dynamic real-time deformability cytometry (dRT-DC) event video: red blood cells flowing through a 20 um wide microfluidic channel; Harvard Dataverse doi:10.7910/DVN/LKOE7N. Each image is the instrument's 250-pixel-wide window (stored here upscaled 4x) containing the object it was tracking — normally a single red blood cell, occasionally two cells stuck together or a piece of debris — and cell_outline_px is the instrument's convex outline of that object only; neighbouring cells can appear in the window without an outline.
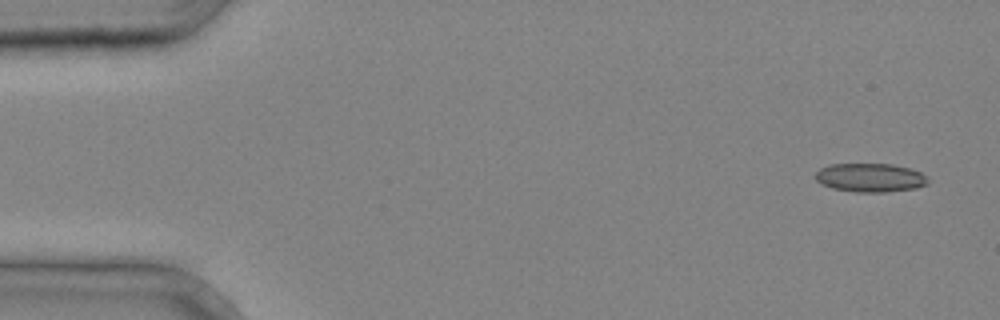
{"species": "common noctule bat (a hibernating species)", "species_latin": "Nyctalus noctula", "temperature_condition": "cold", "stored_images_in_passage": 4, "camera_frame_rate_fps": 3000, "um_per_image_px": 0.085, "animal": {"sex": "male", "body_mass_g": 20.4}, "frame": {"image": 1, "passage_image": 1, "time_ms": 0.0, "image_size_px": [1000, 320], "cell_outline_px": [[928, 184], [916, 188], [888, 192], [856, 192], [832, 188], [820, 184], [816, 180], [816, 172], [820, 168], [828, 164], [892, 164], [908, 168], [920, 172], [928, 180]], "centroid_in_image_um": [73.94, 15.1], "position_along_channel_um": 11.1, "area_um2": 18.84}}
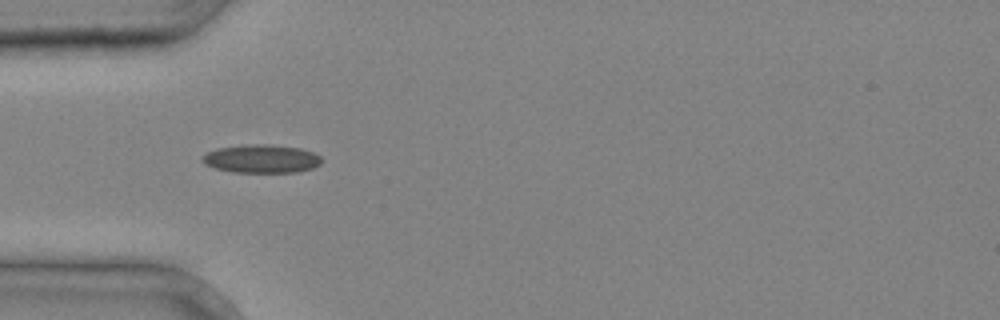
{"frame": {"image": 2, "passage_image": 4, "time_ms": 1.0, "image_size_px": [1000, 320], "cell_outline_px": [[324, 160], [320, 164], [312, 168], [296, 172], [232, 172], [216, 168], [204, 164], [200, 160], [208, 152], [220, 148], [240, 144], [268, 144], [300, 148], [312, 152], [320, 156]], "centroid_in_image_um": [22.24, 13.49], "position_along_channel_um": 62.8, "area_um2": 19.71}}